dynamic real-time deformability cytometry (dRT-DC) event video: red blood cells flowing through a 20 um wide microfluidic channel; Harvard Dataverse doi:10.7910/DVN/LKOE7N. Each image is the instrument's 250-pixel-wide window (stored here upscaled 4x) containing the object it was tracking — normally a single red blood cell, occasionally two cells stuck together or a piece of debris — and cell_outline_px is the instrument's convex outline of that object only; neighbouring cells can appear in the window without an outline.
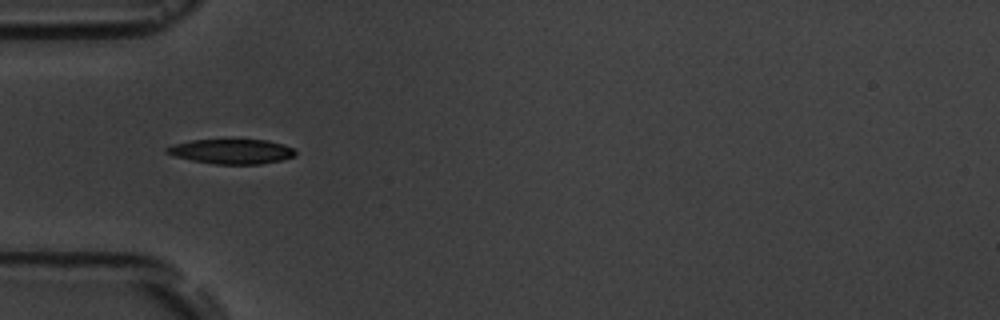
{"species": "common noctule bat (a hibernating species)", "species_latin": "Nyctalus noctula", "temperature_condition": "room temperature", "stored_images_in_passage": 3, "camera_frame_rate_fps": 3000, "um_per_image_px": 0.085, "animal": {"sex": "male", "body_mass_g": 19.5, "forearm_length_mm": 54.6}, "frame": {"image": 1, "passage_image": 1, "time_ms": 0.0, "image_size_px": [1000, 320], "cell_outline_px": [[296, 156], [280, 160], [260, 164], [216, 164], [192, 160], [176, 156], [164, 152], [164, 148], [176, 144], [192, 140], [232, 136], [268, 140], [284, 144], [292, 148], [296, 152]], "centroid_in_image_um": [19.7, 12.81], "position_along_channel_um": 65.3, "area_um2": 19.48}}
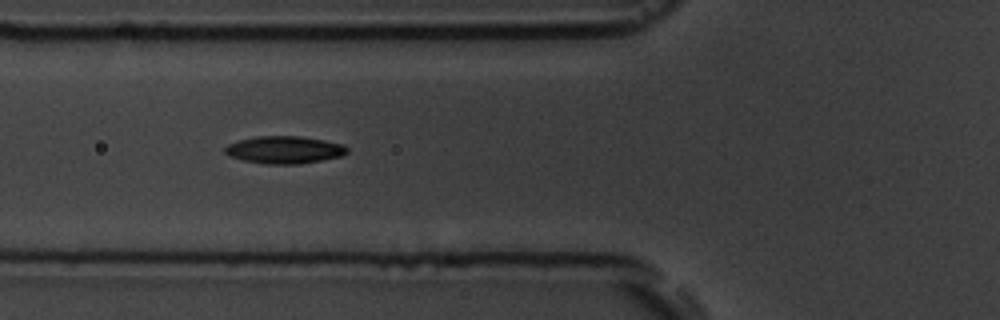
{"frame": {"image": 2, "passage_image": 2, "time_ms": 1.0, "image_size_px": [1000, 320], "cell_outline_px": [[348, 152], [340, 156], [300, 164], [268, 164], [244, 160], [228, 156], [224, 152], [224, 148], [228, 144], [236, 140], [256, 136], [300, 136], [324, 140], [344, 144], [348, 148]], "centroid_in_image_um": [24.15, 12.72], "position_along_channel_um": 101.7, "area_um2": 19.59}}
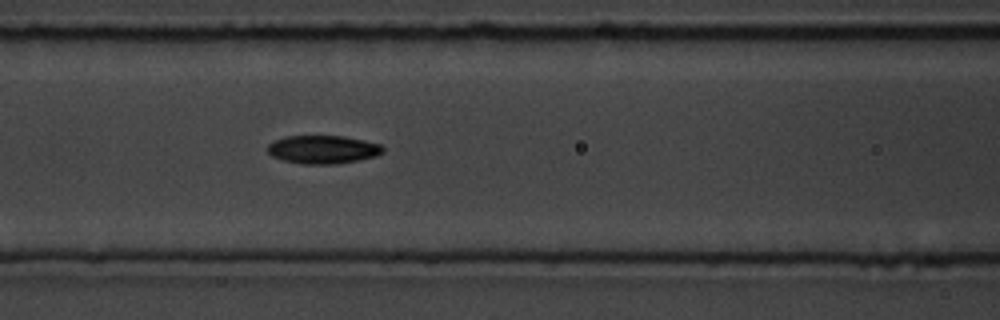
{"frame": {"image": 3, "passage_image": 3, "time_ms": 2.0, "image_size_px": [1000, 320], "cell_outline_px": [[384, 152], [376, 156], [360, 160], [336, 164], [300, 164], [284, 160], [272, 156], [268, 152], [268, 144], [284, 136], [344, 136], [364, 140], [380, 144], [384, 148]], "centroid_in_image_um": [27.47, 12.71], "position_along_channel_um": 139.1, "area_um2": 19.07}}